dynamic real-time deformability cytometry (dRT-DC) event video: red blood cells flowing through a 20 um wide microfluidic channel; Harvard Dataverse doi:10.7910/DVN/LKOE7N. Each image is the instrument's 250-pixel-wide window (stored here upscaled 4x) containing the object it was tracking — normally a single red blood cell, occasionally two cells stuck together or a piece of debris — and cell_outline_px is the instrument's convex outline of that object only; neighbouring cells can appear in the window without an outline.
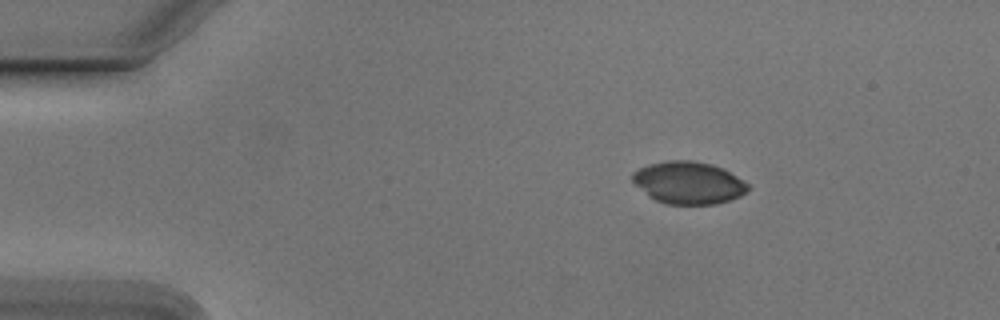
{"species": "Egyptian fruit bat (a non-hibernating species)", "species_latin": "Rousettus aegyptiacus", "temperature_condition": "cold", "stored_images_in_passage": 46, "camera_frame_rate_fps": 3000, "um_per_image_px": 0.085, "animal": {"sex": "male"}, "frame": {"image": 1, "passage_image": 1, "time_ms": 0.0, "image_size_px": [1000, 320], "cell_outline_px": [[752, 188], [740, 196], [716, 204], [668, 204], [656, 200], [648, 196], [632, 180], [632, 172], [648, 164], [668, 160], [692, 160], [712, 164], [724, 168], [748, 184]], "centroid_in_image_um": [58.54, 15.52], "position_along_channel_um": 26.5, "area_um2": 28.5}}
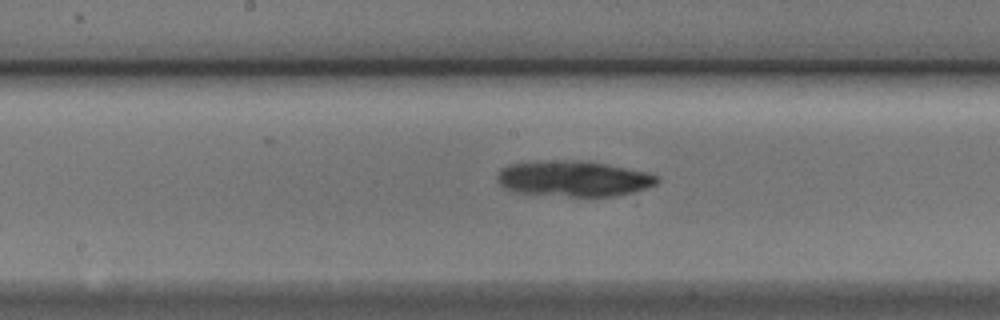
{"frame": {"image": 2, "passage_image": 20, "time_ms": 6.333, "image_size_px": [1000, 320], "cell_outline_px": [[660, 180], [656, 184], [648, 188], [616, 196], [568, 196], [516, 192], [504, 188], [496, 180], [496, 176], [500, 168], [508, 164], [564, 160], [588, 160], [644, 172], [660, 176]], "centroid_in_image_um": [48.76, 15.18], "position_along_channel_um": 199.4, "area_um2": 33.23}}
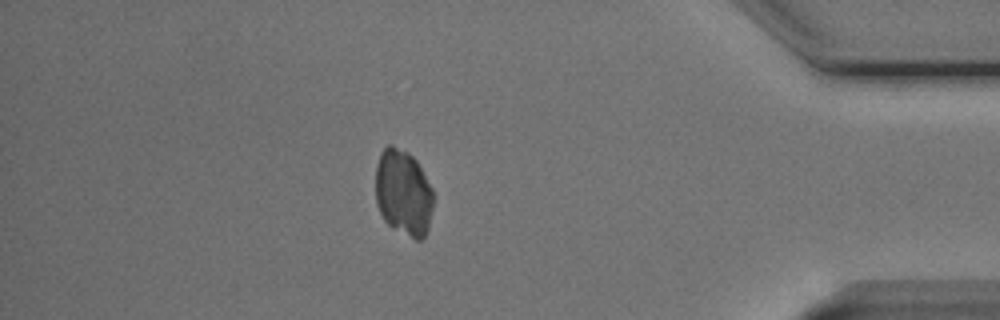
{"frame": {"image": 3, "passage_image": 39, "time_ms": 12.667, "image_size_px": [1000, 320], "cell_outline_px": [[432, 208], [428, 228], [424, 236], [420, 240], [416, 240], [392, 228], [384, 220], [376, 204], [376, 164], [380, 152], [388, 144], [392, 144], [408, 152], [416, 160], [432, 188]], "centroid_in_image_um": [34.26, 16.36], "position_along_channel_um": 400.9, "area_um2": 29.07}}